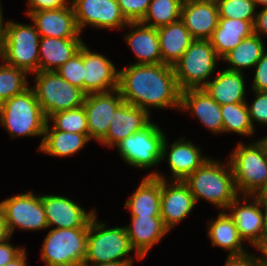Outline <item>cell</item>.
<instances>
[{"instance_id": "cb8c5ba5", "label": "cell", "mask_w": 267, "mask_h": 266, "mask_svg": "<svg viewBox=\"0 0 267 266\" xmlns=\"http://www.w3.org/2000/svg\"><path fill=\"white\" fill-rule=\"evenodd\" d=\"M127 26L135 29L125 36L126 42L139 60L134 64H161L162 56L157 28L149 27L141 22H129Z\"/></svg>"}, {"instance_id": "277c9868", "label": "cell", "mask_w": 267, "mask_h": 266, "mask_svg": "<svg viewBox=\"0 0 267 266\" xmlns=\"http://www.w3.org/2000/svg\"><path fill=\"white\" fill-rule=\"evenodd\" d=\"M5 26L0 58L5 64L27 73L38 72L40 35L34 24L8 21Z\"/></svg>"}, {"instance_id": "603a6c76", "label": "cell", "mask_w": 267, "mask_h": 266, "mask_svg": "<svg viewBox=\"0 0 267 266\" xmlns=\"http://www.w3.org/2000/svg\"><path fill=\"white\" fill-rule=\"evenodd\" d=\"M125 229L138 259H142L169 231L161 216H132L131 224Z\"/></svg>"}, {"instance_id": "f1b7e54d", "label": "cell", "mask_w": 267, "mask_h": 266, "mask_svg": "<svg viewBox=\"0 0 267 266\" xmlns=\"http://www.w3.org/2000/svg\"><path fill=\"white\" fill-rule=\"evenodd\" d=\"M161 179L146 176L125 203L132 216H160Z\"/></svg>"}, {"instance_id": "816d5d0a", "label": "cell", "mask_w": 267, "mask_h": 266, "mask_svg": "<svg viewBox=\"0 0 267 266\" xmlns=\"http://www.w3.org/2000/svg\"><path fill=\"white\" fill-rule=\"evenodd\" d=\"M3 16H2V6H0V48L3 42V38H4V32H5V27L4 23H3Z\"/></svg>"}, {"instance_id": "6da1fadb", "label": "cell", "mask_w": 267, "mask_h": 266, "mask_svg": "<svg viewBox=\"0 0 267 266\" xmlns=\"http://www.w3.org/2000/svg\"><path fill=\"white\" fill-rule=\"evenodd\" d=\"M118 89L124 102L149 114L150 107L180 109L181 90L173 66L167 64H133L119 70Z\"/></svg>"}, {"instance_id": "8fae6325", "label": "cell", "mask_w": 267, "mask_h": 266, "mask_svg": "<svg viewBox=\"0 0 267 266\" xmlns=\"http://www.w3.org/2000/svg\"><path fill=\"white\" fill-rule=\"evenodd\" d=\"M10 235L19 227L24 230L47 229L41 196L26 192L0 202Z\"/></svg>"}, {"instance_id": "2e32d148", "label": "cell", "mask_w": 267, "mask_h": 266, "mask_svg": "<svg viewBox=\"0 0 267 266\" xmlns=\"http://www.w3.org/2000/svg\"><path fill=\"white\" fill-rule=\"evenodd\" d=\"M40 37L80 38L73 7L36 11L29 14Z\"/></svg>"}, {"instance_id": "7a4b0ae2", "label": "cell", "mask_w": 267, "mask_h": 266, "mask_svg": "<svg viewBox=\"0 0 267 266\" xmlns=\"http://www.w3.org/2000/svg\"><path fill=\"white\" fill-rule=\"evenodd\" d=\"M228 166L207 159L184 182L189 186L196 202L201 198L215 206L228 209V206L237 197L238 193L230 162ZM227 167L229 169H227Z\"/></svg>"}, {"instance_id": "7c38bea8", "label": "cell", "mask_w": 267, "mask_h": 266, "mask_svg": "<svg viewBox=\"0 0 267 266\" xmlns=\"http://www.w3.org/2000/svg\"><path fill=\"white\" fill-rule=\"evenodd\" d=\"M79 31L86 25L101 28H124L128 21L116 0H72Z\"/></svg>"}, {"instance_id": "d4e9b609", "label": "cell", "mask_w": 267, "mask_h": 266, "mask_svg": "<svg viewBox=\"0 0 267 266\" xmlns=\"http://www.w3.org/2000/svg\"><path fill=\"white\" fill-rule=\"evenodd\" d=\"M81 38L40 37L39 71H55L79 52Z\"/></svg>"}, {"instance_id": "52a82bcc", "label": "cell", "mask_w": 267, "mask_h": 266, "mask_svg": "<svg viewBox=\"0 0 267 266\" xmlns=\"http://www.w3.org/2000/svg\"><path fill=\"white\" fill-rule=\"evenodd\" d=\"M35 74V87L32 88L47 119L52 114L84 104L86 93L56 71H38Z\"/></svg>"}, {"instance_id": "ee69618b", "label": "cell", "mask_w": 267, "mask_h": 266, "mask_svg": "<svg viewBox=\"0 0 267 266\" xmlns=\"http://www.w3.org/2000/svg\"><path fill=\"white\" fill-rule=\"evenodd\" d=\"M225 266H257L255 256L251 254L228 256Z\"/></svg>"}, {"instance_id": "9f6ffc18", "label": "cell", "mask_w": 267, "mask_h": 266, "mask_svg": "<svg viewBox=\"0 0 267 266\" xmlns=\"http://www.w3.org/2000/svg\"><path fill=\"white\" fill-rule=\"evenodd\" d=\"M254 2L257 4H261L263 6H267V0H254Z\"/></svg>"}, {"instance_id": "ba28073f", "label": "cell", "mask_w": 267, "mask_h": 266, "mask_svg": "<svg viewBox=\"0 0 267 266\" xmlns=\"http://www.w3.org/2000/svg\"><path fill=\"white\" fill-rule=\"evenodd\" d=\"M219 58L210 40L194 39L173 65L179 89L203 88Z\"/></svg>"}, {"instance_id": "4dcf8cb0", "label": "cell", "mask_w": 267, "mask_h": 266, "mask_svg": "<svg viewBox=\"0 0 267 266\" xmlns=\"http://www.w3.org/2000/svg\"><path fill=\"white\" fill-rule=\"evenodd\" d=\"M208 224V236L214 246L224 248L229 256L247 253L243 247V239L240 237L234 220L225 212H220L217 220Z\"/></svg>"}, {"instance_id": "7bdbcfd3", "label": "cell", "mask_w": 267, "mask_h": 266, "mask_svg": "<svg viewBox=\"0 0 267 266\" xmlns=\"http://www.w3.org/2000/svg\"><path fill=\"white\" fill-rule=\"evenodd\" d=\"M24 249L11 246L8 240L0 242V266H5L17 257Z\"/></svg>"}, {"instance_id": "d6a6232c", "label": "cell", "mask_w": 267, "mask_h": 266, "mask_svg": "<svg viewBox=\"0 0 267 266\" xmlns=\"http://www.w3.org/2000/svg\"><path fill=\"white\" fill-rule=\"evenodd\" d=\"M221 116L223 120V133L235 132L243 136H250L255 131L246 102L222 105Z\"/></svg>"}, {"instance_id": "e0dca14e", "label": "cell", "mask_w": 267, "mask_h": 266, "mask_svg": "<svg viewBox=\"0 0 267 266\" xmlns=\"http://www.w3.org/2000/svg\"><path fill=\"white\" fill-rule=\"evenodd\" d=\"M84 92L112 91L118 88L119 70L101 54L91 52L84 44Z\"/></svg>"}, {"instance_id": "ab89813d", "label": "cell", "mask_w": 267, "mask_h": 266, "mask_svg": "<svg viewBox=\"0 0 267 266\" xmlns=\"http://www.w3.org/2000/svg\"><path fill=\"white\" fill-rule=\"evenodd\" d=\"M255 100L248 106L250 119L254 127V121L267 124V91H255Z\"/></svg>"}, {"instance_id": "1f68e13d", "label": "cell", "mask_w": 267, "mask_h": 266, "mask_svg": "<svg viewBox=\"0 0 267 266\" xmlns=\"http://www.w3.org/2000/svg\"><path fill=\"white\" fill-rule=\"evenodd\" d=\"M265 51L261 36L253 33L250 37L243 39L223 59L232 65L227 68L228 70L242 72L243 68L254 67Z\"/></svg>"}, {"instance_id": "30bf717a", "label": "cell", "mask_w": 267, "mask_h": 266, "mask_svg": "<svg viewBox=\"0 0 267 266\" xmlns=\"http://www.w3.org/2000/svg\"><path fill=\"white\" fill-rule=\"evenodd\" d=\"M164 138L165 134L161 128L150 121L116 146L127 164L135 168H150L161 161Z\"/></svg>"}, {"instance_id": "b9f144b4", "label": "cell", "mask_w": 267, "mask_h": 266, "mask_svg": "<svg viewBox=\"0 0 267 266\" xmlns=\"http://www.w3.org/2000/svg\"><path fill=\"white\" fill-rule=\"evenodd\" d=\"M29 5V15L32 12L50 10V9H60L63 7H68L71 2L67 0H27ZM69 3V4H67Z\"/></svg>"}, {"instance_id": "bcb514c9", "label": "cell", "mask_w": 267, "mask_h": 266, "mask_svg": "<svg viewBox=\"0 0 267 266\" xmlns=\"http://www.w3.org/2000/svg\"><path fill=\"white\" fill-rule=\"evenodd\" d=\"M254 247L263 253L264 258L255 257L257 266H267V237H263Z\"/></svg>"}, {"instance_id": "e575fe53", "label": "cell", "mask_w": 267, "mask_h": 266, "mask_svg": "<svg viewBox=\"0 0 267 266\" xmlns=\"http://www.w3.org/2000/svg\"><path fill=\"white\" fill-rule=\"evenodd\" d=\"M27 74L22 69L0 64V98L6 101L28 89Z\"/></svg>"}, {"instance_id": "7402d4cb", "label": "cell", "mask_w": 267, "mask_h": 266, "mask_svg": "<svg viewBox=\"0 0 267 266\" xmlns=\"http://www.w3.org/2000/svg\"><path fill=\"white\" fill-rule=\"evenodd\" d=\"M180 109L192 111L201 123L213 133L223 132L221 106L203 88L181 91Z\"/></svg>"}, {"instance_id": "4316f807", "label": "cell", "mask_w": 267, "mask_h": 266, "mask_svg": "<svg viewBox=\"0 0 267 266\" xmlns=\"http://www.w3.org/2000/svg\"><path fill=\"white\" fill-rule=\"evenodd\" d=\"M242 72L225 69L203 89L220 106L245 101V81Z\"/></svg>"}, {"instance_id": "4fadbf2b", "label": "cell", "mask_w": 267, "mask_h": 266, "mask_svg": "<svg viewBox=\"0 0 267 266\" xmlns=\"http://www.w3.org/2000/svg\"><path fill=\"white\" fill-rule=\"evenodd\" d=\"M147 176L161 179L160 216L165 227L170 230L189 215L196 200L184 181L174 180L173 184L168 186L167 180L159 172H152Z\"/></svg>"}, {"instance_id": "5b68a950", "label": "cell", "mask_w": 267, "mask_h": 266, "mask_svg": "<svg viewBox=\"0 0 267 266\" xmlns=\"http://www.w3.org/2000/svg\"><path fill=\"white\" fill-rule=\"evenodd\" d=\"M0 123L13 138L44 136L47 118L37 101L33 88H28L5 101Z\"/></svg>"}, {"instance_id": "681fc988", "label": "cell", "mask_w": 267, "mask_h": 266, "mask_svg": "<svg viewBox=\"0 0 267 266\" xmlns=\"http://www.w3.org/2000/svg\"><path fill=\"white\" fill-rule=\"evenodd\" d=\"M5 266H27L26 252H25V250H23L11 262H8Z\"/></svg>"}, {"instance_id": "ac0fdd59", "label": "cell", "mask_w": 267, "mask_h": 266, "mask_svg": "<svg viewBox=\"0 0 267 266\" xmlns=\"http://www.w3.org/2000/svg\"><path fill=\"white\" fill-rule=\"evenodd\" d=\"M244 204L249 197L253 201L244 206L240 205L238 196L230 203L228 208L231 210L229 216L234 220L240 237L249 240L255 246L264 237V214L262 212L261 201L257 196H242ZM239 205V206H238Z\"/></svg>"}, {"instance_id": "8d00e7d4", "label": "cell", "mask_w": 267, "mask_h": 266, "mask_svg": "<svg viewBox=\"0 0 267 266\" xmlns=\"http://www.w3.org/2000/svg\"><path fill=\"white\" fill-rule=\"evenodd\" d=\"M219 17L250 21L255 23L257 11L254 0H216Z\"/></svg>"}, {"instance_id": "db71d44e", "label": "cell", "mask_w": 267, "mask_h": 266, "mask_svg": "<svg viewBox=\"0 0 267 266\" xmlns=\"http://www.w3.org/2000/svg\"><path fill=\"white\" fill-rule=\"evenodd\" d=\"M4 108H5V100L0 98V120L4 112Z\"/></svg>"}, {"instance_id": "3957f363", "label": "cell", "mask_w": 267, "mask_h": 266, "mask_svg": "<svg viewBox=\"0 0 267 266\" xmlns=\"http://www.w3.org/2000/svg\"><path fill=\"white\" fill-rule=\"evenodd\" d=\"M229 158L238 192L243 196L267 192V157L258 141L239 143Z\"/></svg>"}, {"instance_id": "f6af8a7d", "label": "cell", "mask_w": 267, "mask_h": 266, "mask_svg": "<svg viewBox=\"0 0 267 266\" xmlns=\"http://www.w3.org/2000/svg\"><path fill=\"white\" fill-rule=\"evenodd\" d=\"M256 14L255 23L253 25L254 34L258 36H260V33L267 35V6Z\"/></svg>"}, {"instance_id": "f907efd6", "label": "cell", "mask_w": 267, "mask_h": 266, "mask_svg": "<svg viewBox=\"0 0 267 266\" xmlns=\"http://www.w3.org/2000/svg\"><path fill=\"white\" fill-rule=\"evenodd\" d=\"M133 262H112L99 264H83V266H132Z\"/></svg>"}, {"instance_id": "ffe728a7", "label": "cell", "mask_w": 267, "mask_h": 266, "mask_svg": "<svg viewBox=\"0 0 267 266\" xmlns=\"http://www.w3.org/2000/svg\"><path fill=\"white\" fill-rule=\"evenodd\" d=\"M150 114L144 109L123 102L113 113L107 135L101 144L112 147L141 130L150 122Z\"/></svg>"}, {"instance_id": "8992f818", "label": "cell", "mask_w": 267, "mask_h": 266, "mask_svg": "<svg viewBox=\"0 0 267 266\" xmlns=\"http://www.w3.org/2000/svg\"><path fill=\"white\" fill-rule=\"evenodd\" d=\"M96 215L92 218L87 234L86 257L83 264L133 262L124 258L132 250L125 227L106 228Z\"/></svg>"}, {"instance_id": "c3c4849f", "label": "cell", "mask_w": 267, "mask_h": 266, "mask_svg": "<svg viewBox=\"0 0 267 266\" xmlns=\"http://www.w3.org/2000/svg\"><path fill=\"white\" fill-rule=\"evenodd\" d=\"M264 208V237H267V192L256 195Z\"/></svg>"}, {"instance_id": "74e56055", "label": "cell", "mask_w": 267, "mask_h": 266, "mask_svg": "<svg viewBox=\"0 0 267 266\" xmlns=\"http://www.w3.org/2000/svg\"><path fill=\"white\" fill-rule=\"evenodd\" d=\"M84 44L78 53L66 61L55 71L70 84L84 91Z\"/></svg>"}, {"instance_id": "9c48e42d", "label": "cell", "mask_w": 267, "mask_h": 266, "mask_svg": "<svg viewBox=\"0 0 267 266\" xmlns=\"http://www.w3.org/2000/svg\"><path fill=\"white\" fill-rule=\"evenodd\" d=\"M88 228L50 230L42 246L47 266H83L86 257Z\"/></svg>"}, {"instance_id": "f35d334b", "label": "cell", "mask_w": 267, "mask_h": 266, "mask_svg": "<svg viewBox=\"0 0 267 266\" xmlns=\"http://www.w3.org/2000/svg\"><path fill=\"white\" fill-rule=\"evenodd\" d=\"M128 22H141L147 14L151 0H116Z\"/></svg>"}, {"instance_id": "60d3db41", "label": "cell", "mask_w": 267, "mask_h": 266, "mask_svg": "<svg viewBox=\"0 0 267 266\" xmlns=\"http://www.w3.org/2000/svg\"><path fill=\"white\" fill-rule=\"evenodd\" d=\"M255 67L256 71L252 89L254 91H267V51L263 53Z\"/></svg>"}, {"instance_id": "7dc6e473", "label": "cell", "mask_w": 267, "mask_h": 266, "mask_svg": "<svg viewBox=\"0 0 267 266\" xmlns=\"http://www.w3.org/2000/svg\"><path fill=\"white\" fill-rule=\"evenodd\" d=\"M11 235L8 231L3 211L0 207V242L10 239Z\"/></svg>"}, {"instance_id": "836d02e7", "label": "cell", "mask_w": 267, "mask_h": 266, "mask_svg": "<svg viewBox=\"0 0 267 266\" xmlns=\"http://www.w3.org/2000/svg\"><path fill=\"white\" fill-rule=\"evenodd\" d=\"M181 7L179 0H151L141 23L153 28L174 23L180 20Z\"/></svg>"}, {"instance_id": "11a10c76", "label": "cell", "mask_w": 267, "mask_h": 266, "mask_svg": "<svg viewBox=\"0 0 267 266\" xmlns=\"http://www.w3.org/2000/svg\"><path fill=\"white\" fill-rule=\"evenodd\" d=\"M198 1H204V0H179L181 5H185V4H188V3H195V2H198Z\"/></svg>"}, {"instance_id": "5bb4252c", "label": "cell", "mask_w": 267, "mask_h": 266, "mask_svg": "<svg viewBox=\"0 0 267 266\" xmlns=\"http://www.w3.org/2000/svg\"><path fill=\"white\" fill-rule=\"evenodd\" d=\"M124 102L119 89L86 94L83 107L87 116L88 136L100 142L108 133L114 111Z\"/></svg>"}, {"instance_id": "f546056e", "label": "cell", "mask_w": 267, "mask_h": 266, "mask_svg": "<svg viewBox=\"0 0 267 266\" xmlns=\"http://www.w3.org/2000/svg\"><path fill=\"white\" fill-rule=\"evenodd\" d=\"M47 121L44 137L41 140L39 150L52 156L66 157L77 153L90 138L88 134L64 132L58 129H50Z\"/></svg>"}, {"instance_id": "484cf974", "label": "cell", "mask_w": 267, "mask_h": 266, "mask_svg": "<svg viewBox=\"0 0 267 266\" xmlns=\"http://www.w3.org/2000/svg\"><path fill=\"white\" fill-rule=\"evenodd\" d=\"M253 33L254 26L250 21L219 17L218 25L209 40L222 59Z\"/></svg>"}, {"instance_id": "f5cc1de1", "label": "cell", "mask_w": 267, "mask_h": 266, "mask_svg": "<svg viewBox=\"0 0 267 266\" xmlns=\"http://www.w3.org/2000/svg\"><path fill=\"white\" fill-rule=\"evenodd\" d=\"M258 143L262 146L264 154L267 157V136L259 140Z\"/></svg>"}, {"instance_id": "44dd1931", "label": "cell", "mask_w": 267, "mask_h": 266, "mask_svg": "<svg viewBox=\"0 0 267 266\" xmlns=\"http://www.w3.org/2000/svg\"><path fill=\"white\" fill-rule=\"evenodd\" d=\"M167 146L168 142L165 136L161 161L168 154V163L175 181H184L207 160L203 155L201 156L199 147L194 146L191 141H184V138L173 142L169 152H167Z\"/></svg>"}, {"instance_id": "83f0119b", "label": "cell", "mask_w": 267, "mask_h": 266, "mask_svg": "<svg viewBox=\"0 0 267 266\" xmlns=\"http://www.w3.org/2000/svg\"><path fill=\"white\" fill-rule=\"evenodd\" d=\"M162 63L173 66L194 40L181 20L157 28Z\"/></svg>"}, {"instance_id": "9a60e30c", "label": "cell", "mask_w": 267, "mask_h": 266, "mask_svg": "<svg viewBox=\"0 0 267 266\" xmlns=\"http://www.w3.org/2000/svg\"><path fill=\"white\" fill-rule=\"evenodd\" d=\"M47 218L48 228L56 225V229L89 228L96 211L86 212L73 200L59 195L41 196Z\"/></svg>"}, {"instance_id": "d6986e66", "label": "cell", "mask_w": 267, "mask_h": 266, "mask_svg": "<svg viewBox=\"0 0 267 266\" xmlns=\"http://www.w3.org/2000/svg\"><path fill=\"white\" fill-rule=\"evenodd\" d=\"M180 20L193 39L209 40L219 22L216 0H204L182 5Z\"/></svg>"}, {"instance_id": "d590c367", "label": "cell", "mask_w": 267, "mask_h": 266, "mask_svg": "<svg viewBox=\"0 0 267 266\" xmlns=\"http://www.w3.org/2000/svg\"><path fill=\"white\" fill-rule=\"evenodd\" d=\"M53 120L51 129L64 132L88 134L87 116L82 106L52 114L47 121Z\"/></svg>"}]
</instances>
